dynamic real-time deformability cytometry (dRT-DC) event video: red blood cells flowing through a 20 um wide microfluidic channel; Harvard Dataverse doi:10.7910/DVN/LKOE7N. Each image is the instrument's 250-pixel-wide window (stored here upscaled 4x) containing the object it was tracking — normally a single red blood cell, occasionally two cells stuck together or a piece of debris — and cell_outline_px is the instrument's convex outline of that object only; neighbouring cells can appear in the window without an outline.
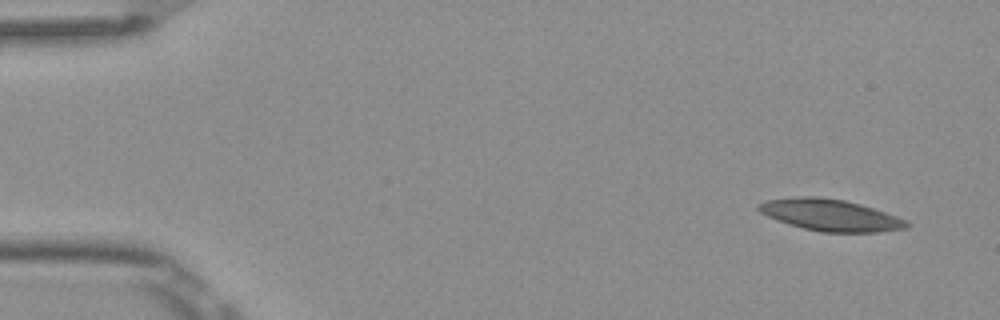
{"species": "Egyptian fruit bat (a non-hibernating species)", "species_latin": "Rousettus aegyptiacus", "temperature_condition": "room temperature", "stored_images_in_passage": 6, "camera_frame_rate_fps": 3000, "um_per_image_px": 0.085, "frame": {"image": 1, "passage_image": 1, "time_ms": 0.0, "image_size_px": [1000, 320], "cell_outline_px": [[908, 228], [880, 232], [820, 232], [788, 224], [776, 220], [760, 212], [756, 208], [756, 204], [764, 200], [800, 196], [820, 196], [844, 200], [860, 204], [908, 220]], "centroid_in_image_um": [70.54, 18.27], "position_along_channel_um": 14.5, "area_um2": 27.4}}
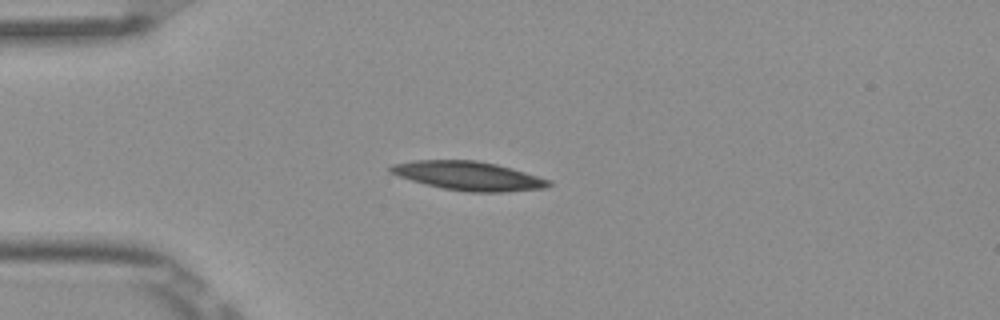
{"frame": {"image": 2, "passage_image": 4, "time_ms": 1.0, "image_size_px": [1000, 320], "cell_outline_px": [[552, 184], [544, 188], [504, 192], [468, 192], [444, 188], [412, 180], [400, 176], [392, 172], [388, 168], [392, 164], [416, 160], [476, 160], [496, 164], [512, 168], [552, 180]], "centroid_in_image_um": [39.88, 14.94], "position_along_channel_um": 45.1, "area_um2": 26.36}}
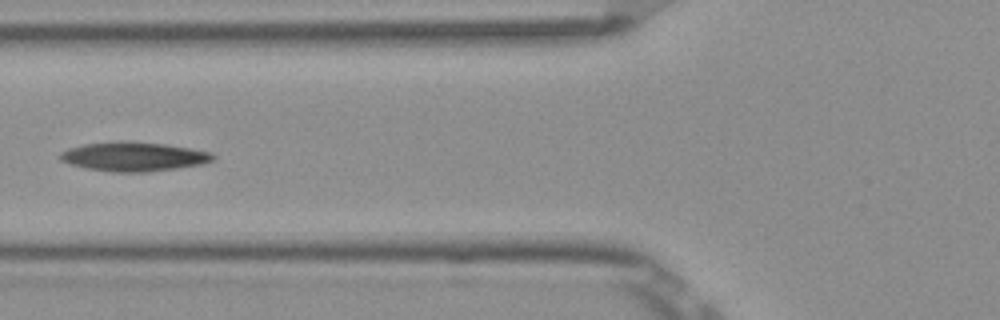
{"frame": {"image": 3, "passage_image": 6, "time_ms": 1.667, "image_size_px": [1000, 320], "cell_outline_px": [[216, 156], [212, 160], [204, 164], [148, 172], [112, 172], [84, 168], [68, 164], [60, 160], [60, 152], [68, 148], [84, 144], [116, 140], [128, 140], [164, 144], [212, 152]], "centroid_in_image_um": [11.33, 13.3], "position_along_channel_um": 114.5, "area_um2": 26.36}}